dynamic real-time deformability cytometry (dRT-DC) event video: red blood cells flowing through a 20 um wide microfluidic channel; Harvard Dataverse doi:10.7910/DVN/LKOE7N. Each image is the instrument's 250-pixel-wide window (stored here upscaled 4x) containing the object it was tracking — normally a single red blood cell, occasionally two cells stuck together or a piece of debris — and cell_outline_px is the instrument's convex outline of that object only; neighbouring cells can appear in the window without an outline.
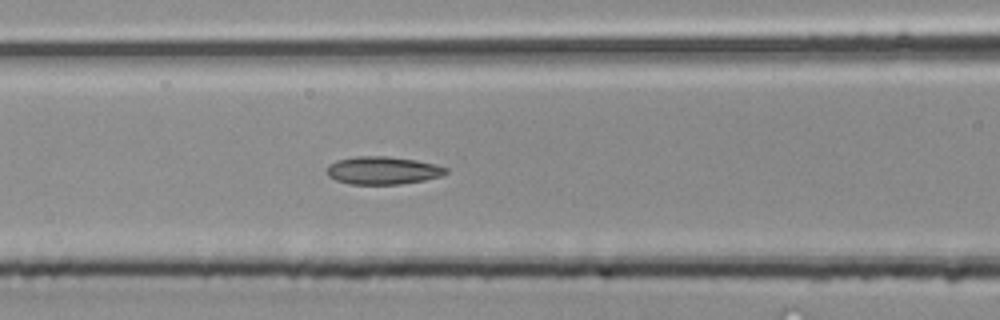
{"species": "common noctule bat (a hibernating species)", "species_latin": "Nyctalus noctula", "temperature_condition": "room temperature", "stored_images_in_passage": 31, "camera_frame_rate_fps": 3000, "um_per_image_px": 0.085, "animal": {"sex": "male", "body_mass_g": 20.4}, "frame": {"image": 1, "passage_image": 8, "time_ms": 2.333, "image_size_px": [1000, 320], "cell_outline_px": [[448, 172], [440, 176], [424, 180], [400, 184], [348, 184], [336, 180], [328, 176], [328, 164], [336, 160], [356, 156], [384, 156], [416, 160], [448, 168]], "centroid_in_image_um": [32.51, 14.49], "position_along_channel_um": 134.1, "area_um2": 19.19}}
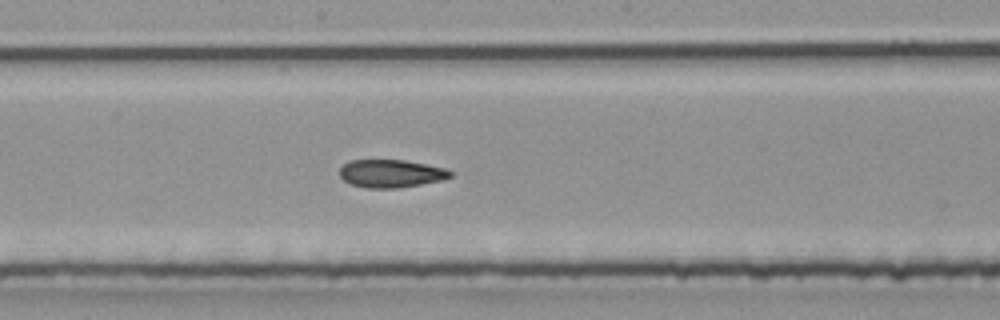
{"frame": {"image": 2, "passage_image": 13, "time_ms": 4.0, "image_size_px": [1000, 320], "cell_outline_px": [[452, 176], [444, 180], [396, 188], [368, 188], [352, 184], [344, 180], [340, 176], [340, 168], [344, 164], [352, 160], [404, 160], [428, 164], [448, 168], [452, 172]], "centroid_in_image_um": [33.29, 14.74], "position_along_channel_um": 214.9, "area_um2": 18.03}}
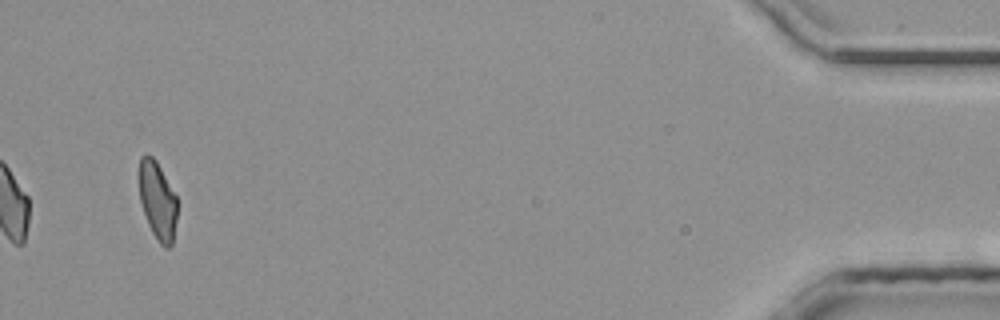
{"frame": {"image": 3, "passage_image": 31, "time_ms": 10.0, "image_size_px": [1000, 320], "cell_outline_px": [[176, 220], [172, 244], [168, 248], [164, 248], [160, 244], [152, 232], [148, 224], [140, 200], [136, 176], [136, 172], [140, 156], [144, 152], [152, 156], [156, 160], [176, 196]], "centroid_in_image_um": [13.33, 16.96], "position_along_channel_um": 421.9, "area_um2": 17.74}}